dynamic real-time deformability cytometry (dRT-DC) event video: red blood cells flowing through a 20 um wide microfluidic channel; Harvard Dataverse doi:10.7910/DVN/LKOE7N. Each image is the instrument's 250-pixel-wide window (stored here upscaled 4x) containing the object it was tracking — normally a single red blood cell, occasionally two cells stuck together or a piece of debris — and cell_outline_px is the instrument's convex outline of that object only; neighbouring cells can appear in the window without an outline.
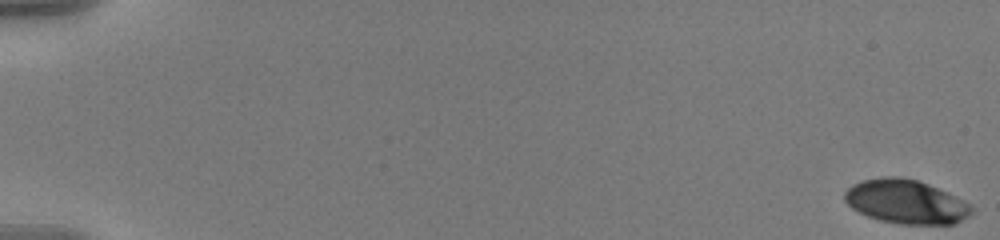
{"species": "human", "species_latin": "Homo sapiens", "temperature_condition": "warm", "stored_images_in_passage": 59, "camera_frame_rate_fps": 3000, "um_per_image_px": 0.085, "donor": {"sex": "male"}, "frame": {"image": 1, "passage_image": 1, "time_ms": 0.0, "image_size_px": [1000, 240], "cell_outline_px": [[972, 212], [968, 216], [952, 224], [900, 224], [880, 220], [868, 216], [852, 208], [844, 200], [844, 192], [852, 184], [864, 180], [884, 176], [896, 176], [916, 180], [928, 184], [968, 204], [972, 208]], "centroid_in_image_um": [76.94, 17.15], "position_along_channel_um": 8.1, "area_um2": 31.91}}
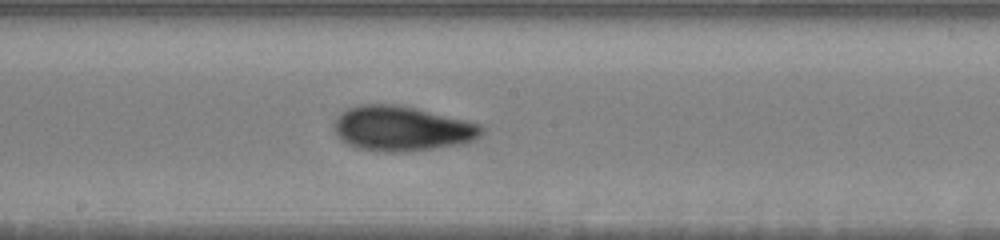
{"frame": {"image": 2, "passage_image": 34, "time_ms": 11.0, "image_size_px": [1000, 240], "cell_outline_px": [[484, 132], [480, 136], [464, 144], [404, 152], [384, 152], [356, 148], [348, 144], [336, 136], [332, 128], [332, 124], [336, 116], [348, 108], [360, 104], [396, 104], [416, 108], [468, 120], [480, 124], [484, 128]], "centroid_in_image_um": [34.14, 10.92], "position_along_channel_um": 214.1, "area_um2": 39.13}}
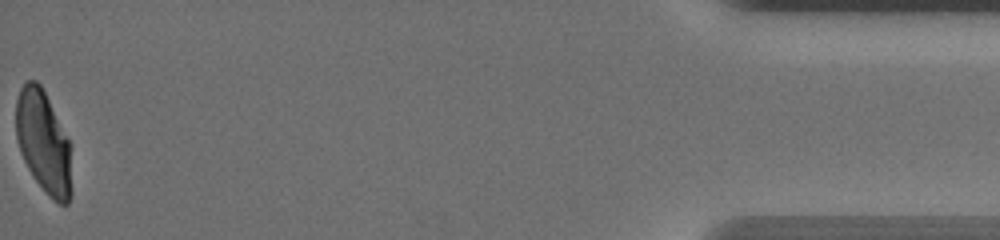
{"frame": {"image": 3, "passage_image": 59, "time_ms": 19.333, "image_size_px": [1000, 240], "cell_outline_px": [[72, 196], [68, 204], [60, 204], [52, 200], [48, 196], [32, 176], [20, 152], [16, 140], [16, 100], [20, 88], [28, 80], [36, 80], [40, 84], [72, 144]], "centroid_in_image_um": [3.74, 12.14], "position_along_channel_um": 431.5, "area_um2": 33.99}, "authors_computed_cell_mechanics": {"area_um2": 34.969, "velocity_mm_per_s": 3.5713, "shape_relaxation_time_tau1_ms": 5.2944, "shape_relaxation_time_tau2_ms": 1.427, "deformation_change_tau1": 0.1852, "deformation_change_tau2": 0.0633}}